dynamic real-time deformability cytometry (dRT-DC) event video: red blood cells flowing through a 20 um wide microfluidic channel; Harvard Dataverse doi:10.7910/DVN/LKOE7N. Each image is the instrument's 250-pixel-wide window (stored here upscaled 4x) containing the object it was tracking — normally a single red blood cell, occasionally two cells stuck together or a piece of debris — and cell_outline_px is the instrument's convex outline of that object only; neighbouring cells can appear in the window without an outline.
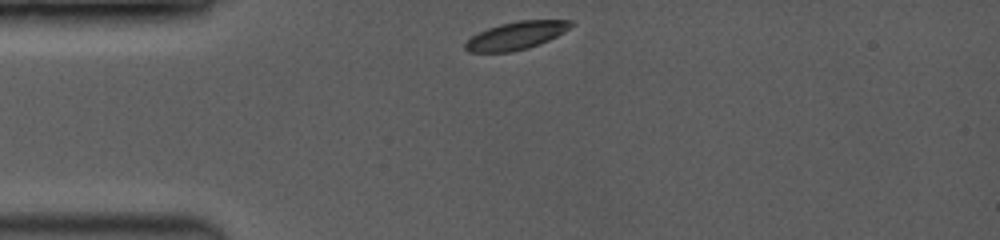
{"species": "common noctule bat (a hibernating species)", "species_latin": "Nyctalus noctula", "temperature_condition": "room temperature", "stored_images_in_passage": 14, "camera_frame_rate_fps": 3500, "um_per_image_px": 0.085, "animal": {"sex": "female", "body_mass_g": 19.0, "forearm_length_mm": 53.3}, "frame": {"image": 1, "passage_image": 1, "time_ms": 0.0, "image_size_px": [1000, 240], "cell_outline_px": [[572, 24], [568, 28], [556, 36], [548, 40], [528, 48], [508, 52], [468, 52], [464, 48], [464, 44], [472, 36], [488, 28], [500, 24], [520, 20], [572, 20]], "centroid_in_image_um": [43.84, 3.02], "position_along_channel_um": 41.2, "area_um2": 16.82}}
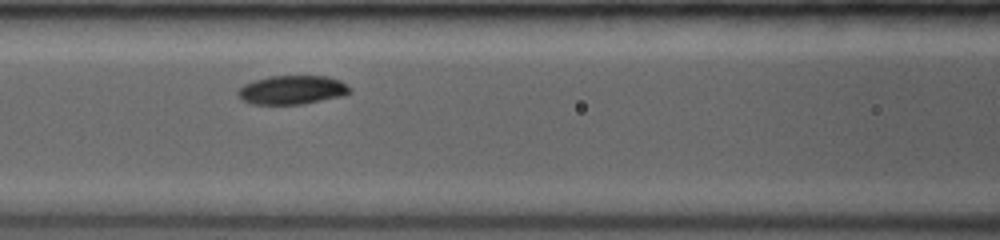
{"frame": {"image": 2, "passage_image": 7, "time_ms": 3.143, "image_size_px": [1000, 240], "cell_outline_px": [[352, 92], [344, 96], [304, 104], [252, 104], [244, 100], [236, 92], [244, 84], [268, 76], [328, 76], [340, 80], [352, 88]], "centroid_in_image_um": [24.9, 7.64], "position_along_channel_um": 141.7, "area_um2": 18.9}}
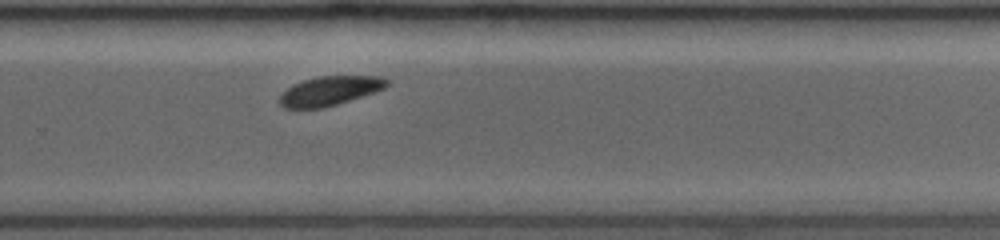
{"frame": {"image": 3, "passage_image": 14, "time_ms": 7.143, "image_size_px": [1000, 240], "cell_outline_px": [[392, 80], [384, 88], [376, 92], [324, 108], [284, 108], [280, 104], [280, 96], [292, 84], [304, 80], [320, 76], [380, 76]], "centroid_in_image_um": [28.07, 7.72], "position_along_channel_um": 301.7, "area_um2": 18.26}}